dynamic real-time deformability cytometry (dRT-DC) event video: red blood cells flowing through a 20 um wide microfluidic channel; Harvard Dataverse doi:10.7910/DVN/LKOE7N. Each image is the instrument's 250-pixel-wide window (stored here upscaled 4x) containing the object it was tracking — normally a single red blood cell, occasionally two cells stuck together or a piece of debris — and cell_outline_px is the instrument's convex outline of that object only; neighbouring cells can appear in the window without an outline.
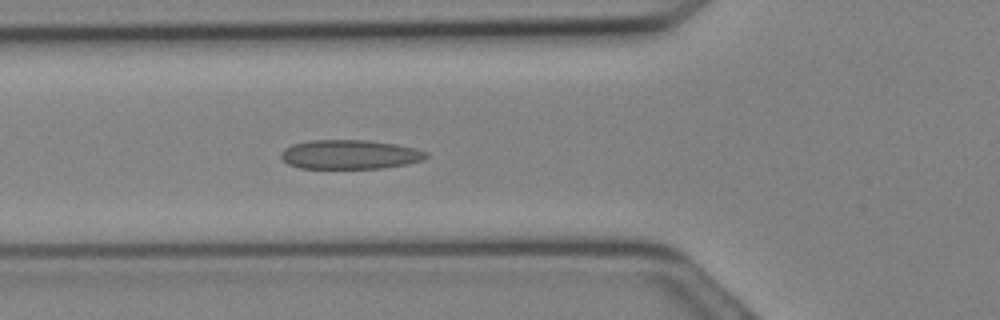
{"species": "Egyptian fruit bat (a non-hibernating species)", "species_latin": "Rousettus aegyptiacus", "temperature_condition": "cold", "stored_images_in_passage": 12, "camera_frame_rate_fps": 3000, "um_per_image_px": 0.085, "animal": {"sex": "female"}, "frame": {"image": 1, "passage_image": 10, "time_ms": 3.0, "image_size_px": [1000, 320], "cell_outline_px": [[428, 156], [424, 160], [408, 164], [380, 168], [300, 168], [288, 164], [280, 160], [280, 152], [284, 148], [292, 144], [308, 140], [368, 140], [396, 144], [416, 148], [428, 152]], "centroid_in_image_um": [29.72, 13.13], "position_along_channel_um": 96.1, "area_um2": 25.03}}
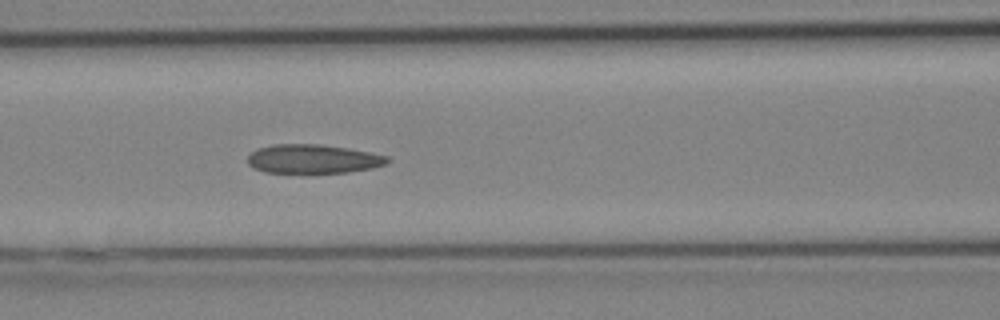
{"frame": {"image": 2, "passage_image": 12, "time_ms": 3.667, "image_size_px": [1000, 320], "cell_outline_px": [[392, 160], [388, 164], [372, 168], [348, 172], [264, 172], [252, 168], [248, 164], [248, 156], [256, 148], [272, 144], [320, 144], [348, 148], [388, 156]], "centroid_in_image_um": [26.61, 13.5], "position_along_channel_um": 140.0, "area_um2": 23.64}}